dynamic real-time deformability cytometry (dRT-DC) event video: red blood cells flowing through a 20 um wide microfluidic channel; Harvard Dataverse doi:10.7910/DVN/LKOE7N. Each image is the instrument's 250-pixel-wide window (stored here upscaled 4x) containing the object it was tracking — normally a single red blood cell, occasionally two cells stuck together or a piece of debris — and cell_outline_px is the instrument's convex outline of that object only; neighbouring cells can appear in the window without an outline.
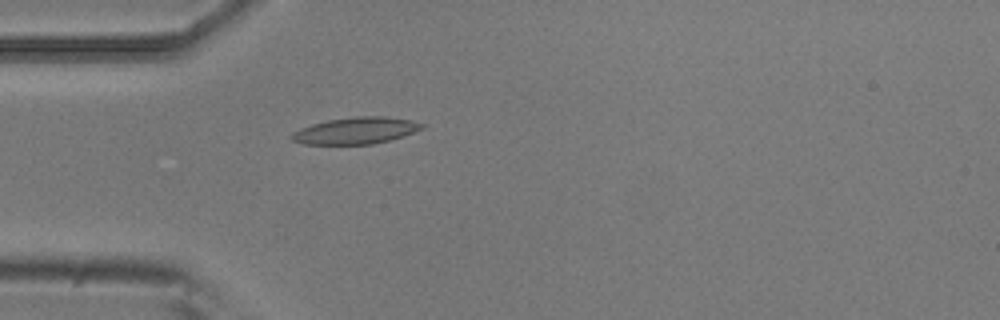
{"species": "common noctule bat (a hibernating species)", "species_latin": "Nyctalus noctula", "temperature_condition": "room temperature", "stored_images_in_passage": 4, "camera_frame_rate_fps": 3000, "um_per_image_px": 0.085, "animal": {"sex": "male", "body_mass_g": 20.5, "forearm_length_mm": 52.5}, "frame": {"image": 1, "passage_image": 4, "time_ms": 1.0, "image_size_px": [1000, 320], "cell_outline_px": [[424, 128], [404, 136], [372, 144], [304, 144], [292, 140], [288, 136], [292, 132], [300, 128], [312, 124], [328, 120], [356, 116], [384, 116], [412, 120], [424, 124]], "centroid_in_image_um": [30.23, 11.1], "position_along_channel_um": 54.8, "area_um2": 20.29}}